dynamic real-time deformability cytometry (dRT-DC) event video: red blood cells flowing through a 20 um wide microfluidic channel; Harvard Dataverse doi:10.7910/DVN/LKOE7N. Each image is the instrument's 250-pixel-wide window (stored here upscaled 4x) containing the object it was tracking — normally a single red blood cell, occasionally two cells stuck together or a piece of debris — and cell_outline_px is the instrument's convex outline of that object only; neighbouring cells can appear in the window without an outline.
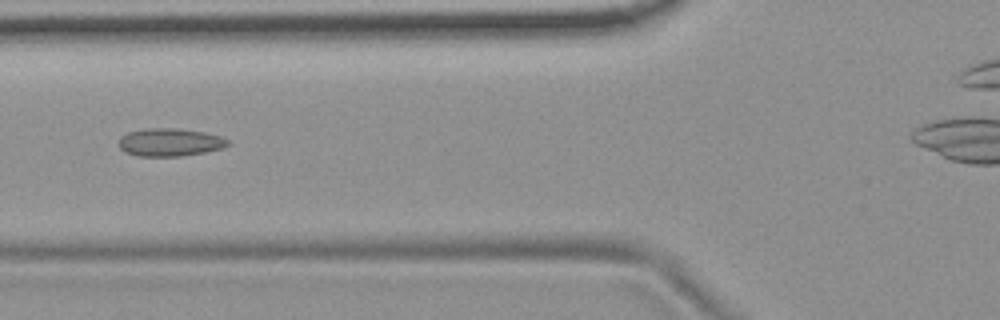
{"species": "common noctule bat (a hibernating species)", "species_latin": "Nyctalus noctula", "temperature_condition": "room temperature", "stored_images_in_passage": 6, "camera_frame_rate_fps": 3000, "um_per_image_px": 0.085, "animal": {"sex": "female", "body_mass_g": 19.9}, "frame": {"image": 1, "passage_image": 6, "time_ms": 5.667, "image_size_px": [1000, 320], "cell_outline_px": [[232, 144], [224, 148], [204, 152], [180, 156], [140, 156], [124, 152], [120, 148], [120, 136], [128, 132], [148, 128], [176, 128], [204, 132], [220, 136], [228, 140]], "centroid_in_image_um": [14.46, 12.09], "position_along_channel_um": 111.3, "area_um2": 17.74}}